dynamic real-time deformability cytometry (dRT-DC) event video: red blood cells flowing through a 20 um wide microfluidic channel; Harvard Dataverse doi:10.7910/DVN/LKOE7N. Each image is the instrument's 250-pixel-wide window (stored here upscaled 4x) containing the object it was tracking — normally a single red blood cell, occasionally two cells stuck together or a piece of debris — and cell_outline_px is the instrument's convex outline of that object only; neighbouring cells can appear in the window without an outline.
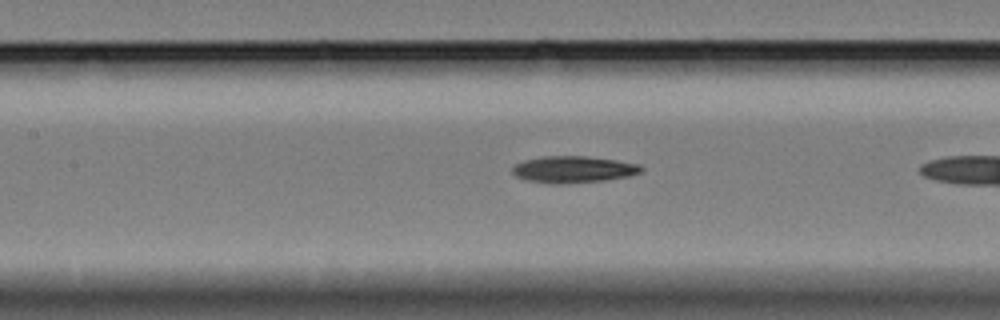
{"species": "Egyptian fruit bat (a non-hibernating species)", "species_latin": "Rousettus aegyptiacus", "temperature_condition": "cold", "stored_images_in_passage": 31, "camera_frame_rate_fps": 3000, "um_per_image_px": 0.085, "animal": {"sex": "female"}, "frame": {"image": 1, "passage_image": 10, "time_ms": 3.0, "image_size_px": [1000, 320], "cell_outline_px": [[644, 172], [628, 176], [604, 180], [560, 184], [548, 184], [524, 180], [516, 176], [512, 172], [512, 168], [516, 164], [524, 160], [544, 156], [584, 156], [616, 160], [640, 164], [644, 168]], "centroid_in_image_um": [48.74, 14.41], "position_along_channel_um": 158.7, "area_um2": 20.17}}
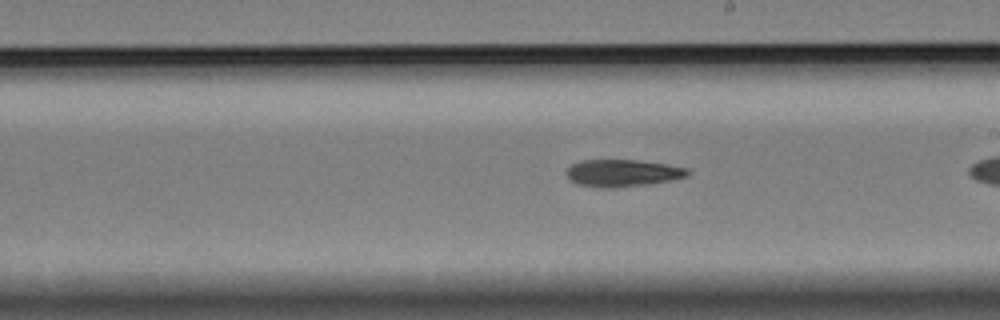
{"frame": {"image": 2, "passage_image": 17, "time_ms": 5.333, "image_size_px": [1000, 320], "cell_outline_px": [[692, 172], [688, 176], [672, 180], [648, 184], [612, 188], [596, 188], [576, 184], [568, 180], [564, 172], [572, 164], [580, 160], [636, 160], [668, 164], [688, 168]], "centroid_in_image_um": [52.89, 14.71], "position_along_channel_um": 236.1, "area_um2": 19.59}}
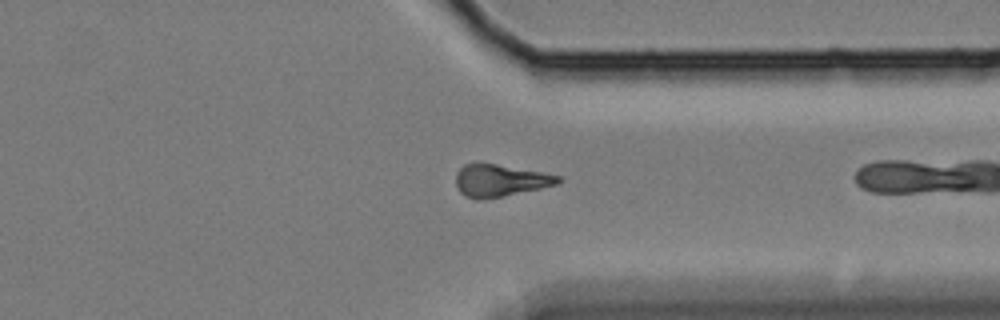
{"frame": {"image": 3, "passage_image": 29, "time_ms": 9.333, "image_size_px": [1000, 320], "cell_outline_px": [[564, 180], [556, 184], [540, 188], [480, 200], [476, 200], [464, 196], [456, 188], [456, 172], [464, 164], [496, 164], [540, 172], [560, 176]], "centroid_in_image_um": [42.46, 15.35], "position_along_channel_um": 368.9, "area_um2": 18.84}}